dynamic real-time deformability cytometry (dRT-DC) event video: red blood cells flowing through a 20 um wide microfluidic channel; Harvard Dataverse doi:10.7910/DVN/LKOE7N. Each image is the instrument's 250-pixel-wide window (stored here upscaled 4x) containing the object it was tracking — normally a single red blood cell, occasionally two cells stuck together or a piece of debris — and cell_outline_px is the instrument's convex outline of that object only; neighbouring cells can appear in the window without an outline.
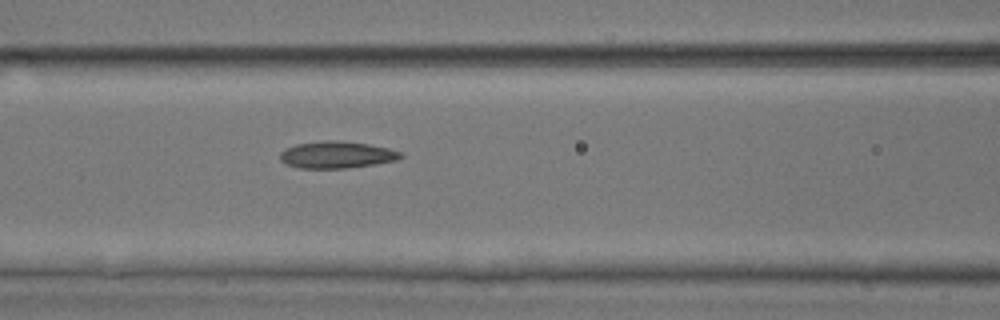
{"species": "common noctule bat (a hibernating species)", "species_latin": "Nyctalus noctula", "temperature_condition": "room temperature", "stored_images_in_passage": 5, "segment_of_instrument_passage": [1, 2], "camera_frame_rate_fps": 3000, "um_per_image_px": 0.085, "animal": {"sex": "male", "body_mass_g": 17.9, "forearm_length_mm": 54.2}, "frame": {"image": 1, "passage_image": 4, "time_ms": 4.333, "image_size_px": [1000, 320], "cell_outline_px": [[404, 156], [396, 160], [348, 168], [300, 168], [288, 164], [280, 160], [280, 152], [296, 144], [324, 140], [336, 140], [368, 144], [388, 148], [404, 152]], "centroid_in_image_um": [28.65, 13.15], "position_along_channel_um": 138.0, "area_um2": 18.79}}